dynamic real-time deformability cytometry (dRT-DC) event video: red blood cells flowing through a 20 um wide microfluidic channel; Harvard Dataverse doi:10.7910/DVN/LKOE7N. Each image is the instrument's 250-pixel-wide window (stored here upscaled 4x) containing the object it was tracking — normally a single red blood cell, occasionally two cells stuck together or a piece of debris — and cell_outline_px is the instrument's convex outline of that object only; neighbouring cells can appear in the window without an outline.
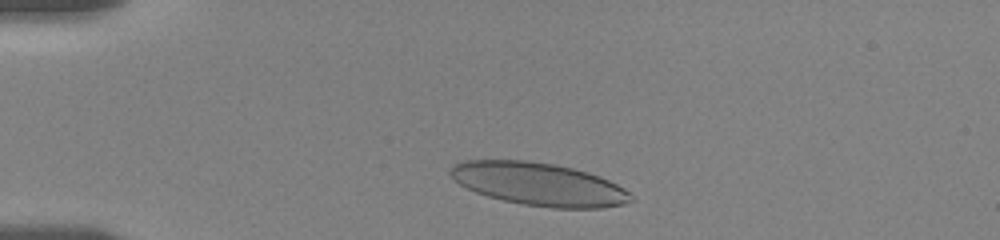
{"species": "human", "species_latin": "Homo sapiens", "temperature_condition": "room temperature", "stored_images_in_passage": 18, "camera_frame_rate_fps": 3000, "um_per_image_px": 0.085, "donor": {"sex": "female"}, "frame": {"image": 1, "passage_image": 3, "time_ms": 1.0, "image_size_px": [1000, 240], "cell_outline_px": [[636, 200], [624, 204], [600, 208], [552, 208], [524, 204], [504, 200], [488, 196], [476, 192], [460, 184], [448, 172], [456, 164], [464, 160], [524, 160], [552, 164], [572, 168], [588, 172], [608, 180], [624, 188]], "centroid_in_image_um": [45.83, 15.65], "position_along_channel_um": 39.2, "area_um2": 44.74}}
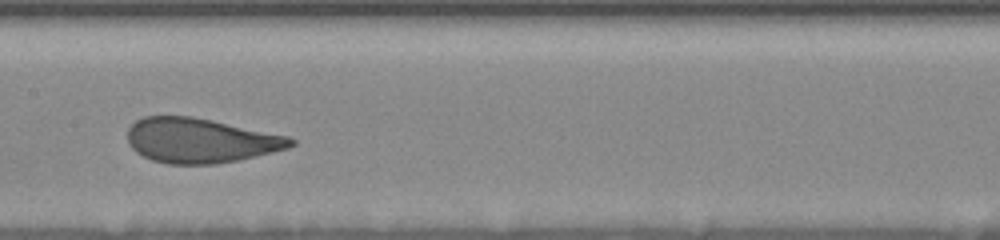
{"frame": {"image": 2, "passage_image": 10, "time_ms": 6.333, "image_size_px": [1000, 240], "cell_outline_px": [[296, 144], [288, 148], [236, 160], [216, 164], [168, 164], [152, 160], [136, 152], [128, 144], [128, 128], [136, 120], [144, 116], [192, 116], [212, 120], [288, 136], [296, 140]], "centroid_in_image_um": [17.01, 11.94], "position_along_channel_um": 190.4, "area_um2": 42.37}}
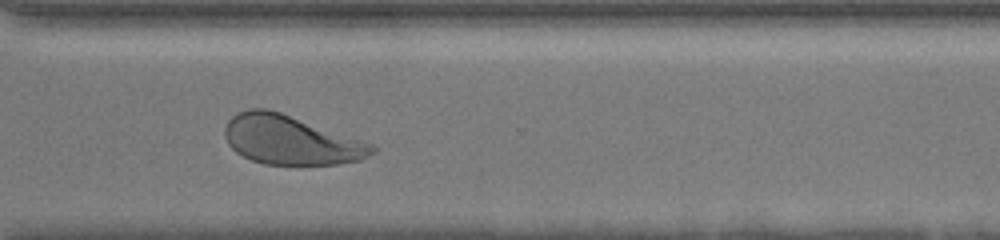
{"frame": {"image": 3, "passage_image": 16, "time_ms": 10.667, "image_size_px": [1000, 240], "cell_outline_px": [[376, 152], [360, 160], [336, 164], [264, 164], [252, 160], [236, 152], [228, 144], [224, 136], [224, 128], [228, 120], [236, 112], [248, 108], [268, 108], [364, 140], [372, 144], [376, 148]], "centroid_in_image_um": [24.69, 11.88], "position_along_channel_um": 345.9, "area_um2": 42.25}, "authors_computed_cell_mechanics": {"area_um2": 43.639, "velocity_mm_per_s": 3.6021, "shape_relaxation_time_tau1_ms": 4.0028, "shape_relaxation_time_tau2_ms": null, "deformation_change_tau1": 0.1649, "deformation_change_tau2": null}}